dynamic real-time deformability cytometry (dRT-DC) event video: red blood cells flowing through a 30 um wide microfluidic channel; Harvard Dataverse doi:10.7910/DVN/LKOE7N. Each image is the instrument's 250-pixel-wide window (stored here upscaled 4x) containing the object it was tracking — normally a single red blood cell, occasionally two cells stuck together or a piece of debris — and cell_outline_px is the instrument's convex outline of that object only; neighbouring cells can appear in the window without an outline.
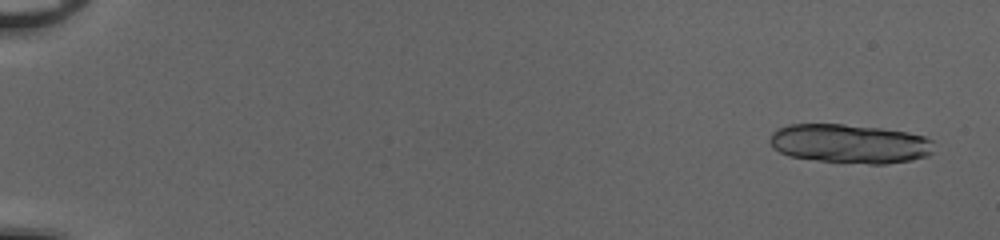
{"species": "common noctule bat (a hibernating species)", "species_latin": "Nyctalus noctula", "temperature_condition": "cold", "stored_images_in_passage": 53, "segment_of_instrument_passage": [1, 2], "camera_frame_rate_fps": 3000, "um_per_image_px": 0.085, "animal": {"sex": "female", "body_mass_g": 20.0, "forearm_length_mm": 54.0}, "frame": {"image": 1, "passage_image": 3, "time_ms": 0.667, "image_size_px": [1000, 240], "cell_outline_px": [[932, 152], [928, 156], [912, 160], [884, 164], [868, 164], [820, 160], [788, 156], [772, 148], [768, 140], [772, 132], [776, 128], [788, 124], [844, 124], [880, 128], [908, 132], [924, 136], [932, 140]], "centroid_in_image_um": [72.19, 12.2], "position_along_channel_um": 12.8, "area_um2": 37.57}}